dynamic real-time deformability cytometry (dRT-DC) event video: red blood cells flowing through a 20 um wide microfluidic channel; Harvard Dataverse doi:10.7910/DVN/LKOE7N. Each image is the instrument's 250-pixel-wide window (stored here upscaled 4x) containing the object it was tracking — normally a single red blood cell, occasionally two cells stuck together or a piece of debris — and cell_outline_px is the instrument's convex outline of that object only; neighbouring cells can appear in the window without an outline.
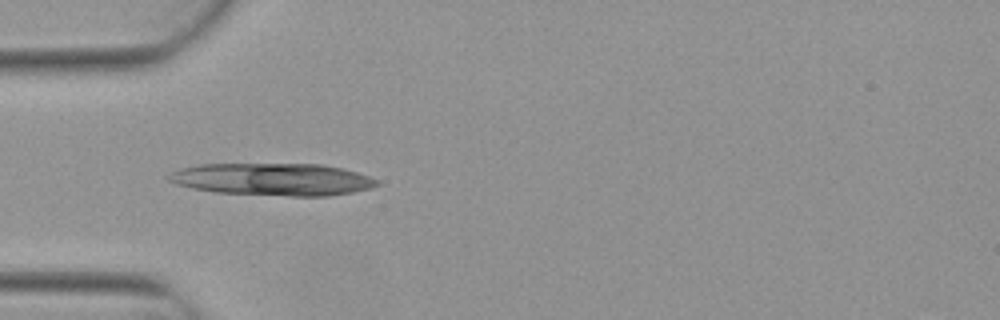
{"species": "Egyptian fruit bat (a non-hibernating species)", "species_latin": "Rousettus aegyptiacus", "temperature_condition": "warm", "stored_images_in_passage": 4, "camera_frame_rate_fps": 3000, "um_per_image_px": 0.085, "animal": {"sex": "female"}, "frame": {"image": 1, "passage_image": 4, "time_ms": 1.0, "image_size_px": [1000, 320], "cell_outline_px": [[380, 184], [372, 188], [352, 192], [328, 196], [292, 196], [216, 192], [192, 188], [176, 184], [168, 180], [164, 176], [180, 168], [200, 164], [320, 164], [340, 168], [356, 172], [380, 180]], "centroid_in_image_um": [23.17, 15.24], "position_along_channel_um": 61.8, "area_um2": 39.25}}